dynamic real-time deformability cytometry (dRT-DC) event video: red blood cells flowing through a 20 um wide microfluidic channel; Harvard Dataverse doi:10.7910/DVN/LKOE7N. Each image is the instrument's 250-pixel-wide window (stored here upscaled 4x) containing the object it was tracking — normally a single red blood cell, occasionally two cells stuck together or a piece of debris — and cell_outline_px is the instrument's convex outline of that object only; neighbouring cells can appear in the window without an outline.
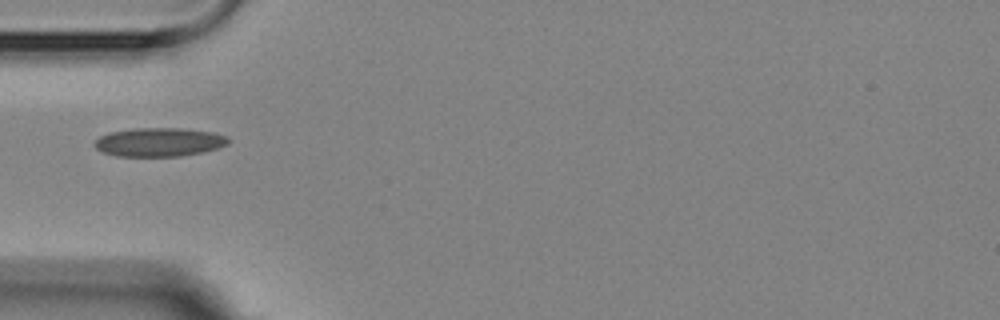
{"species": "Egyptian fruit bat (a non-hibernating species)", "species_latin": "Rousettus aegyptiacus", "temperature_condition": "room temperature", "stored_images_in_passage": 1, "camera_frame_rate_fps": 3000, "um_per_image_px": 0.085, "animal": {"sex": "female"}, "frame": {"image": 1, "passage_image": 1, "time_ms": 0.0, "image_size_px": [1000, 320], "cell_outline_px": [[232, 140], [228, 144], [204, 152], [180, 156], [116, 156], [100, 152], [92, 144], [100, 136], [108, 132], [132, 128], [180, 128], [212, 132], [228, 136]], "centroid_in_image_um": [13.51, 12.08], "position_along_channel_um": 71.5, "area_um2": 22.66}}